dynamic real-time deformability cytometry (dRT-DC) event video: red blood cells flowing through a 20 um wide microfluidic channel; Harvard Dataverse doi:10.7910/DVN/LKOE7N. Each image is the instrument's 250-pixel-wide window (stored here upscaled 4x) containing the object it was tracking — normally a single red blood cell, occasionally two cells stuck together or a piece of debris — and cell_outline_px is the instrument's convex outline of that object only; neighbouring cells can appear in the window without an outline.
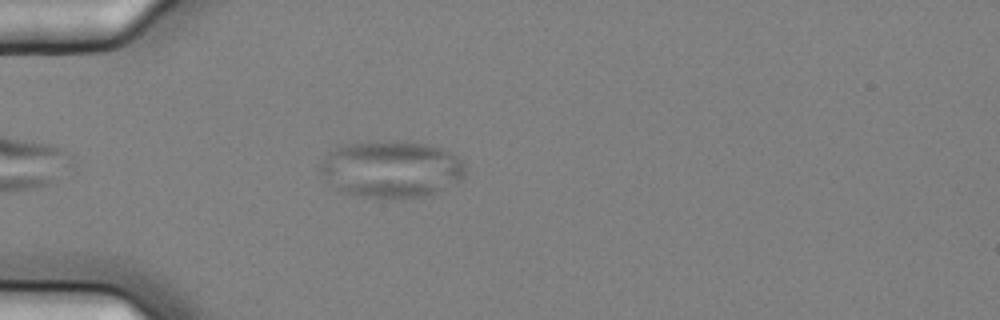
{"species": "common noctule bat (a hibernating species)", "species_latin": "Nyctalus noctula", "temperature_condition": "cold", "stored_images_in_passage": 5, "camera_frame_rate_fps": 3000, "um_per_image_px": 0.085, "animal": {"sex": "female", "body_mass_g": 25.1}, "frame": {"image": 1, "passage_image": 5, "time_ms": 1.333, "image_size_px": [1000, 320], "cell_outline_px": [[464, 176], [460, 180], [436, 192], [424, 196], [364, 196], [340, 192], [320, 172], [320, 164], [328, 152], [344, 144], [368, 140], [404, 140], [428, 144], [444, 148], [456, 156], [464, 164]], "centroid_in_image_um": [33.25, 14.31], "position_along_channel_um": 51.8, "area_um2": 47.92}}